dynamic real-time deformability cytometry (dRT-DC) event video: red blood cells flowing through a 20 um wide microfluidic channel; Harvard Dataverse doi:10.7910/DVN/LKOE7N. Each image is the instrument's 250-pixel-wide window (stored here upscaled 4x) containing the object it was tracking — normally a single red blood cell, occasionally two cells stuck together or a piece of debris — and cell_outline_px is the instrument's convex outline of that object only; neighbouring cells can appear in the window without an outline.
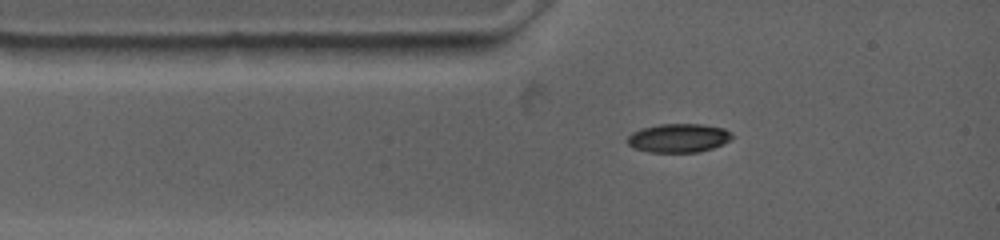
{"species": "common noctule bat (a hibernating species)", "species_latin": "Nyctalus noctula", "temperature_condition": "warm", "stored_images_in_passage": 21, "camera_frame_rate_fps": 4500, "um_per_image_px": 0.085, "animal": {"sex": "female", "body_mass_g": 19.0, "forearm_length_mm": 53.3}, "frame": {"image": 1, "passage_image": 1, "time_ms": 0.0, "image_size_px": [1000, 240], "cell_outline_px": [[736, 136], [732, 140], [724, 144], [700, 152], [648, 152], [636, 148], [628, 144], [624, 140], [632, 132], [640, 128], [660, 124], [704, 124], [724, 128], [732, 132]], "centroid_in_image_um": [57.72, 11.72], "position_along_channel_um": 27.3, "area_um2": 17.92}}
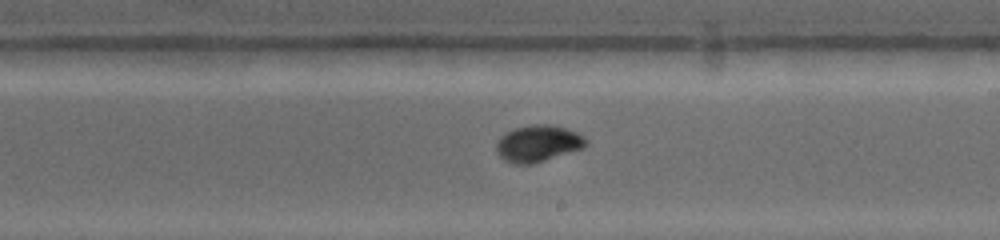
{"frame": {"image": 2, "passage_image": 10, "time_ms": 6.0, "image_size_px": [1000, 240], "cell_outline_px": [[588, 144], [584, 148], [532, 164], [512, 164], [504, 160], [496, 152], [496, 144], [500, 136], [504, 132], [516, 128], [532, 124], [552, 124], [576, 132], [584, 136], [588, 140]], "centroid_in_image_um": [45.73, 12.19], "position_along_channel_um": 243.3, "area_um2": 19.31}}
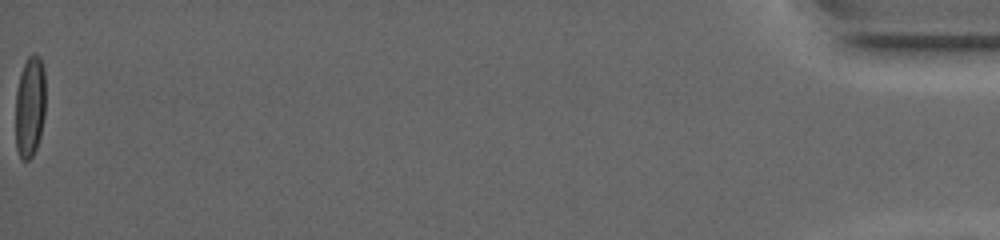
{"frame": {"image": 3, "passage_image": 21, "time_ms": 16.0, "image_size_px": [1000, 240], "cell_outline_px": [[44, 116], [40, 136], [36, 148], [32, 156], [28, 160], [20, 160], [16, 148], [16, 92], [20, 72], [28, 56], [32, 52], [36, 52], [40, 56], [44, 68]], "centroid_in_image_um": [2.53, 9.03], "position_along_channel_um": 432.7, "area_um2": 17.92}, "authors_computed_cell_mechanics": {"area_um2": 18.1492, "velocity_mm_per_s": 3.7008, "shape_relaxation_time_tau1_ms": 4.0622, "shape_relaxation_time_tau2_ms": null, "deformation_change_tau1": 0.207, "deformation_change_tau2": null}}